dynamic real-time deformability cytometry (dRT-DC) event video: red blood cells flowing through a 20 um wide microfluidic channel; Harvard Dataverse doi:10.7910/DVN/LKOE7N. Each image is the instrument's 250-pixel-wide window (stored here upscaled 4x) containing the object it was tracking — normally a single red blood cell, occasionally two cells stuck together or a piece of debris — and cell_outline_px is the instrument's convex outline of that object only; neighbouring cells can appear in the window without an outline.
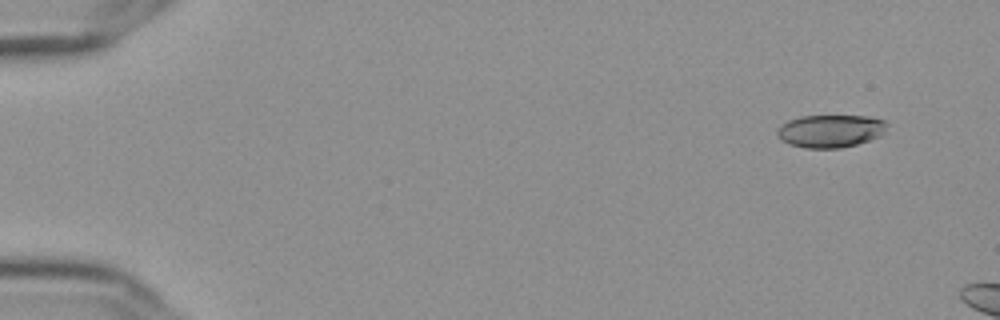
{"species": "Egyptian fruit bat (a non-hibernating species)", "species_latin": "Rousettus aegyptiacus", "temperature_condition": "cold", "stored_images_in_passage": 7, "camera_frame_rate_fps": 3000, "um_per_image_px": 0.085, "frame": {"image": 1, "passage_image": 1, "time_ms": 0.0, "image_size_px": [1000, 320], "cell_outline_px": [[888, 124], [884, 132], [880, 136], [856, 144], [840, 148], [804, 148], [788, 144], [776, 136], [776, 128], [788, 120], [804, 116], [868, 116], [884, 120]], "centroid_in_image_um": [70.56, 11.14], "position_along_channel_um": 14.4, "area_um2": 21.04}}